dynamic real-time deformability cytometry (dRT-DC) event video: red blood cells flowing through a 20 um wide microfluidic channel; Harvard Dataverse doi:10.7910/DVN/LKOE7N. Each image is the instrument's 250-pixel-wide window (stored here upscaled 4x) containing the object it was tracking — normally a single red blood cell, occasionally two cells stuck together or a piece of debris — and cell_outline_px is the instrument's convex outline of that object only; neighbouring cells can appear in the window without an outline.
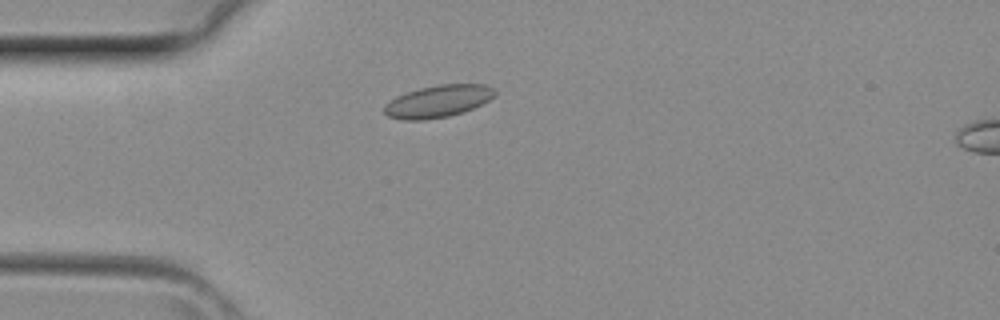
{"species": "common noctule bat (a hibernating species)", "species_latin": "Nyctalus noctula", "temperature_condition": "room temperature", "stored_images_in_passage": 3, "camera_frame_rate_fps": 3000, "um_per_image_px": 0.085, "animal": {"sex": "female", "body_mass_g": 29.2, "forearm_length_mm": 56.3}, "frame": {"image": 1, "passage_image": 2, "time_ms": 0.333, "image_size_px": [1000, 320], "cell_outline_px": [[496, 96], [464, 112], [448, 116], [424, 120], [404, 120], [388, 116], [384, 112], [384, 104], [396, 96], [420, 88], [440, 84], [488, 84], [496, 92]], "centroid_in_image_um": [37.23, 8.6], "position_along_channel_um": 47.8, "area_um2": 20.69}}